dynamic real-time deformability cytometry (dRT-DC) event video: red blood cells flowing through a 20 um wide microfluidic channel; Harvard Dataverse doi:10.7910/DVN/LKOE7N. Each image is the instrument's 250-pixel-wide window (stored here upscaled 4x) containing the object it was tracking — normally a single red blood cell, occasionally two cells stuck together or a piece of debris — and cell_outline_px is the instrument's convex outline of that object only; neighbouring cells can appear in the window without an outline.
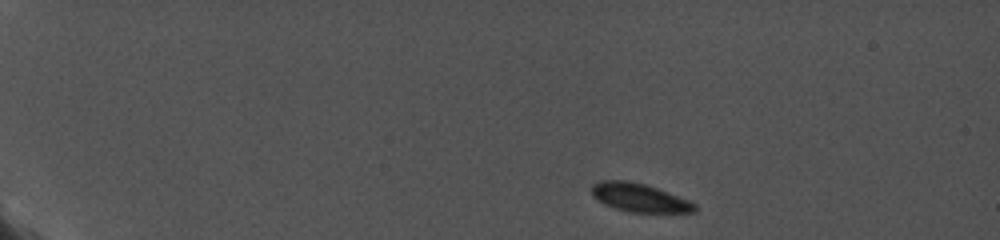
{"species": "common noctule bat (a hibernating species)", "species_latin": "Nyctalus noctula", "temperature_condition": "cold", "stored_images_in_passage": 10, "camera_frame_rate_fps": 5000, "um_per_image_px": 0.085, "animal": {"sex": "female", "body_mass_g": 19.0, "forearm_length_mm": 56.7}, "frame": {"image": 1, "passage_image": 1, "time_ms": 0.0, "image_size_px": [1000, 240], "cell_outline_px": [[696, 212], [628, 212], [604, 204], [596, 200], [592, 196], [592, 184], [600, 180], [628, 180], [644, 184], [656, 188], [688, 200], [696, 204]], "centroid_in_image_um": [54.3, 16.79], "position_along_channel_um": 30.7, "area_um2": 16.99}}